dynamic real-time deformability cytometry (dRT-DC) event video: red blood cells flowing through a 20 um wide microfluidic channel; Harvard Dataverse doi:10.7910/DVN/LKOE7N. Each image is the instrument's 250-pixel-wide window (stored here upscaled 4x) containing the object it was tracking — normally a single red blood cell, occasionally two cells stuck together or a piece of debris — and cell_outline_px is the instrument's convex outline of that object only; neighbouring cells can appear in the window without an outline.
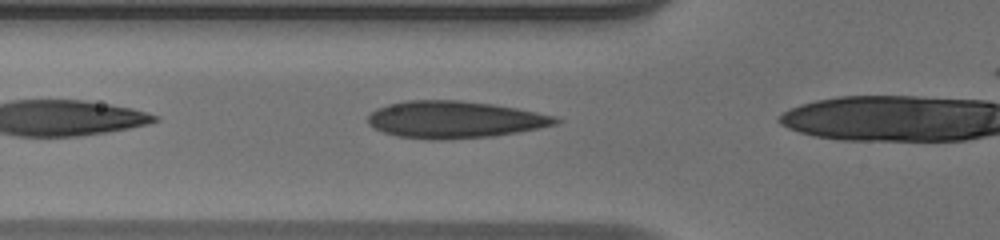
{"species": "human", "species_latin": "Homo sapiens", "temperature_condition": "warm", "stored_images_in_passage": 10, "camera_frame_rate_fps": 3000, "um_per_image_px": 0.085, "donor": {"sex": "male"}, "frame": {"image": 1, "passage_image": 2, "time_ms": 0.333, "image_size_px": [1000, 240], "cell_outline_px": [[564, 120], [556, 124], [540, 128], [496, 136], [444, 140], [436, 140], [396, 136], [384, 132], [368, 124], [368, 116], [376, 108], [388, 104], [408, 100], [460, 100], [492, 104], [516, 108], [556, 116]], "centroid_in_image_um": [38.67, 10.17], "position_along_channel_um": 87.1, "area_um2": 40.69}}